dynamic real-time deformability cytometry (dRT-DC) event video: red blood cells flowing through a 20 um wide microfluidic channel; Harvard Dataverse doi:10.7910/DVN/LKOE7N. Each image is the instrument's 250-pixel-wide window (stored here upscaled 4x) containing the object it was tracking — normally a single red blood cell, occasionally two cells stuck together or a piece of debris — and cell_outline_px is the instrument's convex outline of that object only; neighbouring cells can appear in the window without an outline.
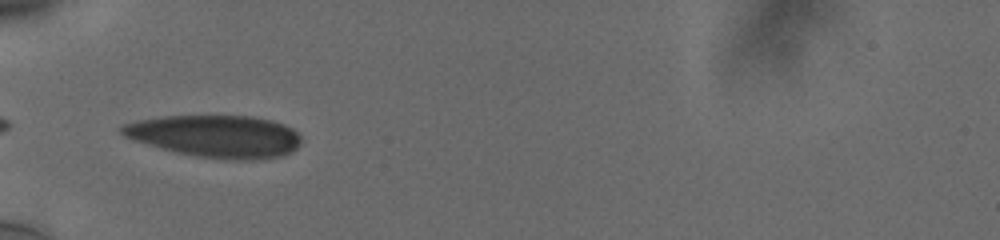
{"species": "human", "species_latin": "Homo sapiens", "temperature_condition": "cold", "stored_images_in_passage": 36, "camera_frame_rate_fps": 3000, "um_per_image_px": 0.085, "donor": {"sex": "male"}, "frame": {"image": 1, "passage_image": 1, "time_ms": 0.0, "image_size_px": [1000, 240], "cell_outline_px": [[300, 144], [292, 152], [280, 156], [256, 160], [228, 160], [196, 156], [176, 152], [160, 148], [132, 140], [124, 136], [116, 128], [120, 124], [140, 120], [164, 116], [248, 116], [272, 120], [284, 124], [292, 128], [300, 136]], "centroid_in_image_um": [18.3, 11.58], "position_along_channel_um": 66.7, "area_um2": 44.45}}
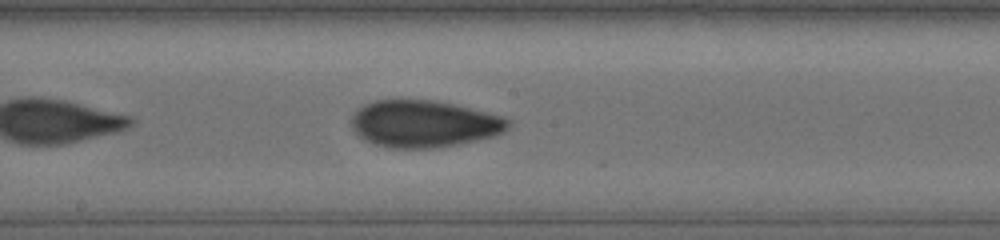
{"frame": {"image": 2, "passage_image": 13, "time_ms": 4.0, "image_size_px": [1000, 240], "cell_outline_px": [[512, 124], [504, 132], [492, 136], [476, 140], [436, 148], [388, 148], [364, 140], [352, 128], [352, 116], [364, 104], [376, 100], [432, 100], [452, 104], [504, 116], [512, 120]], "centroid_in_image_um": [36.06, 10.53], "position_along_channel_um": 212.1, "area_um2": 42.77}}
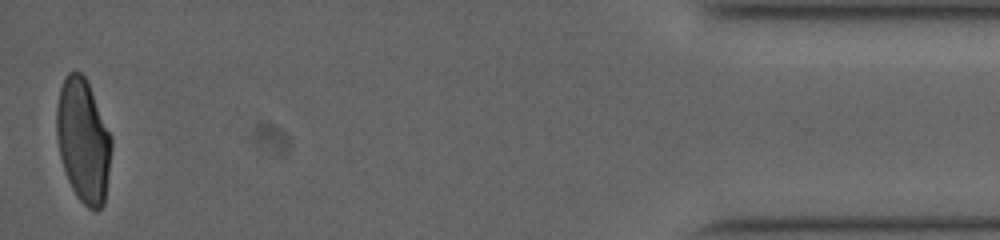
{"frame": {"image": 3, "passage_image": 36, "time_ms": 11.667, "image_size_px": [1000, 240], "cell_outline_px": [[112, 148], [104, 204], [96, 212], [88, 208], [76, 196], [68, 180], [60, 156], [56, 136], [56, 108], [60, 88], [64, 76], [68, 72], [80, 72], [84, 76], [88, 84], [112, 136]], "centroid_in_image_um": [7.07, 11.96], "position_along_channel_um": 428.1, "area_um2": 39.54}, "authors_computed_cell_mechanics": {"area_um2": 42.1073, "velocity_mm_per_s": 3.7796, "shape_relaxation_time_tau1_ms": null, "shape_relaxation_time_tau2_ms": 2.2231, "deformation_change_tau1": null, "deformation_change_tau2": 0.073}}